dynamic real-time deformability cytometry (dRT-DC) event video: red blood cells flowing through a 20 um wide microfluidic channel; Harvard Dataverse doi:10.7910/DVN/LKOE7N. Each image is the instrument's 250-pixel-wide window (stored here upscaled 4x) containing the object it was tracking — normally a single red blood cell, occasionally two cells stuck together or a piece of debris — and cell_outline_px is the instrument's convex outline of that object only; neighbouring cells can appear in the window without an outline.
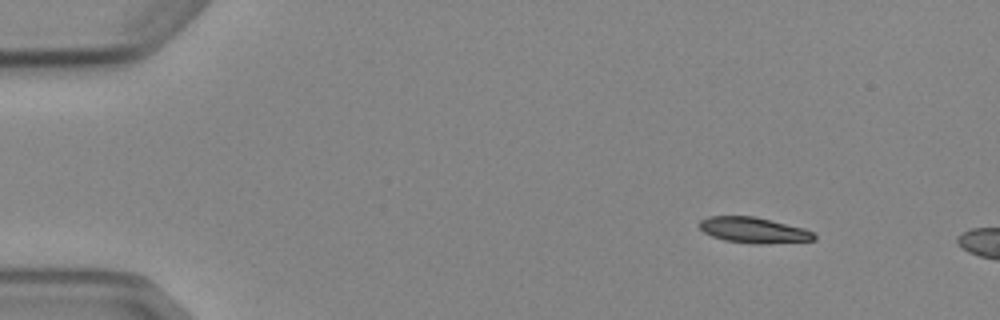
{"species": "Egyptian fruit bat (a non-hibernating species)", "species_latin": "Rousettus aegyptiacus", "temperature_condition": "cold", "stored_images_in_passage": 3, "camera_frame_rate_fps": 3000, "um_per_image_px": 0.085, "animal": {"sex": "female"}, "frame": {"image": 1, "passage_image": 1, "time_ms": 0.0, "image_size_px": [1000, 320], "cell_outline_px": [[816, 240], [764, 244], [756, 244], [724, 240], [712, 236], [704, 232], [700, 228], [700, 220], [708, 216], [756, 216], [804, 228], [812, 232], [816, 236]], "centroid_in_image_um": [64.07, 19.56], "position_along_channel_um": 20.9, "area_um2": 17.22}}